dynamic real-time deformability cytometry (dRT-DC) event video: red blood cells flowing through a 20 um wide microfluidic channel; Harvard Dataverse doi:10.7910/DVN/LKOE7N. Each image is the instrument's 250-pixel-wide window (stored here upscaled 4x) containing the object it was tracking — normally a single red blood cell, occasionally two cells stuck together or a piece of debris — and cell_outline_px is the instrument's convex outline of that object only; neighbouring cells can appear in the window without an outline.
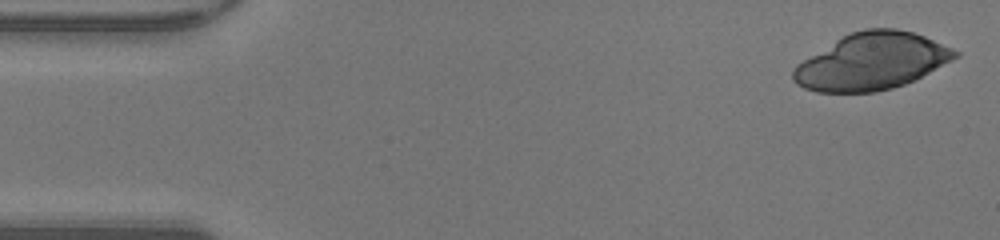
{"species": "human", "species_latin": "Homo sapiens", "temperature_condition": "warm", "stored_images_in_passage": 45, "camera_frame_rate_fps": 3000, "um_per_image_px": 0.085, "donor": {"sex": "male"}, "frame": {"image": 1, "passage_image": 1, "time_ms": 0.0, "image_size_px": [1000, 240], "cell_outline_px": [[960, 56], [904, 84], [892, 88], [876, 92], [816, 92], [804, 88], [796, 84], [792, 80], [792, 68], [796, 64], [836, 40], [852, 32], [864, 28], [896, 28], [912, 32], [924, 36], [952, 48], [960, 52]], "centroid_in_image_um": [74.06, 5.22], "position_along_channel_um": 10.9, "area_um2": 53.23}}
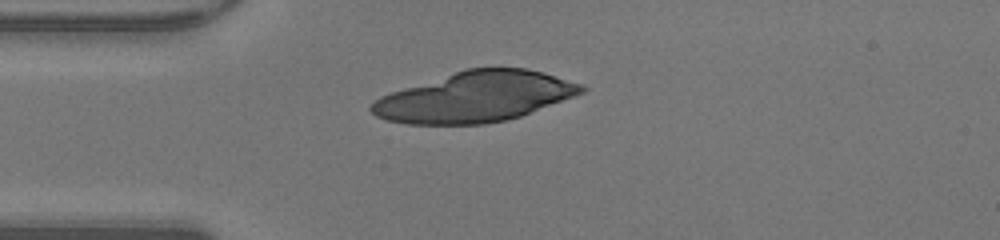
{"frame": {"image": 2, "passage_image": 11, "time_ms": 3.333, "image_size_px": [1000, 240], "cell_outline_px": [[588, 88], [584, 92], [520, 116], [508, 120], [484, 124], [408, 124], [388, 120], [376, 116], [368, 108], [380, 96], [404, 88], [468, 68], [524, 68], [540, 72], [584, 84]], "centroid_in_image_um": [40.4, 8.24], "position_along_channel_um": 44.6, "area_um2": 60.75}}